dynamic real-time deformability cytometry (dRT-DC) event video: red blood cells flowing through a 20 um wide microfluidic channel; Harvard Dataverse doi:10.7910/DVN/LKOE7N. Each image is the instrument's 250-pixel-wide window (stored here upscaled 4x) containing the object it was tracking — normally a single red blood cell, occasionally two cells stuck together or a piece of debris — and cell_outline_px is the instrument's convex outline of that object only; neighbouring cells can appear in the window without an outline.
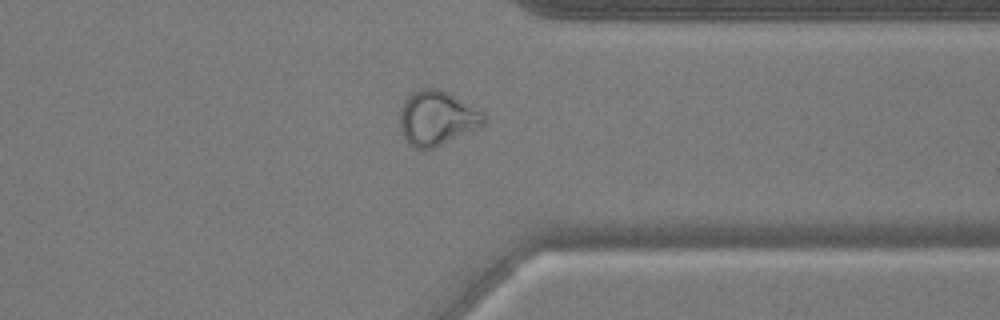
{"species": "common noctule bat (a hibernating species)", "species_latin": "Nyctalus noctula", "temperature_condition": "warm", "stored_images_in_passage": 38, "camera_frame_rate_fps": 3000, "um_per_image_px": 0.085, "animal": {"sex": "male", "body_mass_g": 17.9, "forearm_length_mm": 54.2}, "frame": {"image": 1, "passage_image": 27, "time_ms": 8.667, "image_size_px": [1000, 320], "cell_outline_px": [[484, 124], [432, 148], [416, 148], [408, 144], [400, 128], [400, 112], [404, 100], [412, 92], [420, 88], [436, 88], [484, 112]], "centroid_in_image_um": [37.08, 10.03], "position_along_channel_um": 374.3, "area_um2": 25.84}, "authors_computed_cell_mechanics": {"area_um2": 22.6287, "velocity_mm_per_s": 3.7778, "shape_relaxation_time_tau1_ms": null, "shape_relaxation_time_tau2_ms": 1.576, "deformation_change_tau1": null, "deformation_change_tau2": 0.0797}}